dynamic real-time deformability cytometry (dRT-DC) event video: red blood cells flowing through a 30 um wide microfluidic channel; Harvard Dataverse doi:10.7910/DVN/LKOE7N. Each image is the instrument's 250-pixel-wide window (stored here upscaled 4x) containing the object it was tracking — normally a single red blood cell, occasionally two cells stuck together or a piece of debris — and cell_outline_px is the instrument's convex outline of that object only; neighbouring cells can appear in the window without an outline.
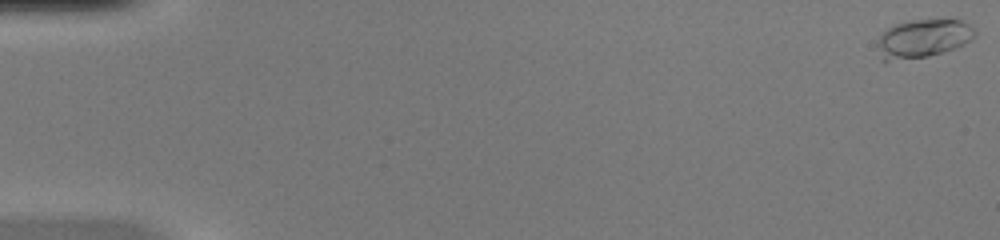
{"species": "common noctule bat (a hibernating species)", "species_latin": "Nyctalus noctula", "temperature_condition": "warm", "stored_images_in_passage": 51, "camera_frame_rate_fps": 3000, "um_per_image_px": 0.085, "animal": {"sex": "female", "body_mass_g": 20.0, "forearm_length_mm": 54.0}, "frame": {"image": 1, "passage_image": 1, "time_ms": 0.0, "image_size_px": [1000, 240], "cell_outline_px": [[976, 36], [972, 40], [956, 48], [928, 56], [884, 64], [880, 60], [880, 32], [896, 24], [912, 20], [960, 20], [968, 24], [976, 32]], "centroid_in_image_um": [78.43, 3.31], "position_along_channel_um": 6.6, "area_um2": 21.96}}
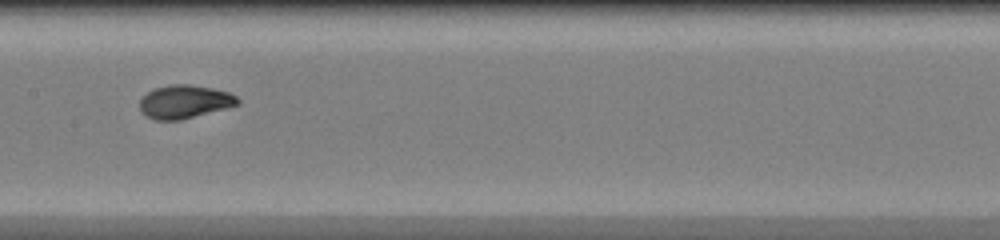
{"frame": {"image": 2, "passage_image": 27, "time_ms": 8.667, "image_size_px": [1000, 240], "cell_outline_px": [[240, 104], [228, 108], [180, 120], [156, 120], [144, 116], [140, 112], [140, 100], [148, 92], [156, 88], [172, 84], [188, 84], [212, 88], [228, 92], [236, 96], [240, 100]], "centroid_in_image_um": [15.7, 8.66], "position_along_channel_um": 191.7, "area_um2": 19.07}}
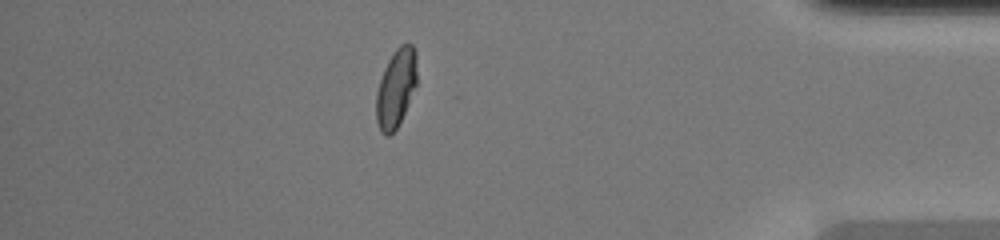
{"frame": {"image": 3, "passage_image": 45, "time_ms": 14.667, "image_size_px": [1000, 240], "cell_outline_px": [[416, 84], [404, 112], [396, 128], [388, 136], [384, 136], [380, 132], [376, 120], [376, 92], [384, 68], [392, 52], [400, 44], [412, 44], [416, 52]], "centroid_in_image_um": [33.63, 7.47], "position_along_channel_um": 401.6, "area_um2": 18.44}, "authors_computed_cell_mechanics": {"area_um2": 18.7272, "velocity_mm_per_s": 4.119, "shape_relaxation_time_tau1_ms": 2.7397, "shape_relaxation_time_tau2_ms": null, "deformation_change_tau1": 0.1885, "deformation_change_tau2": null}}